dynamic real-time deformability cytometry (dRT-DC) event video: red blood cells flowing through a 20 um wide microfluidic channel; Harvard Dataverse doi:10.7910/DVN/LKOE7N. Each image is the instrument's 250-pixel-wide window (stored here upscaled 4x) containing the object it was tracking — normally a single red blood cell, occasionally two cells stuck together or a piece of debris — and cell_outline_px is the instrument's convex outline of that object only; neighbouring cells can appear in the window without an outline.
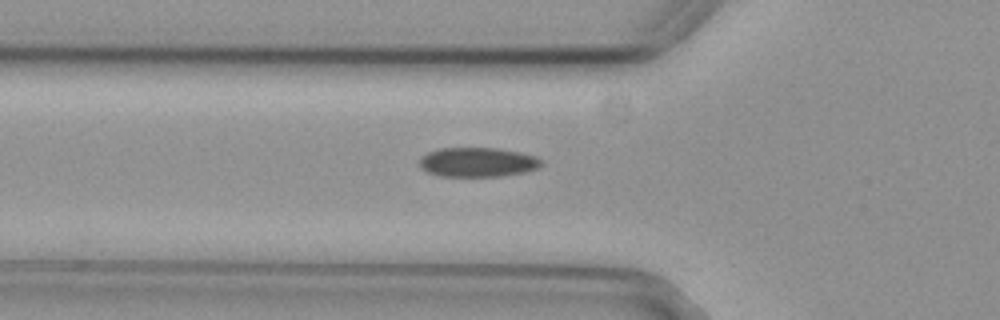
{"species": "common noctule bat (a hibernating species)", "species_latin": "Nyctalus noctula", "temperature_condition": "cold", "stored_images_in_passage": 6, "camera_frame_rate_fps": 3000, "um_per_image_px": 0.085, "animal": {"sex": "female", "body_mass_g": 29.2, "forearm_length_mm": 56.3}, "frame": {"image": 1, "passage_image": 5, "time_ms": 1.333, "image_size_px": [1000, 320], "cell_outline_px": [[544, 160], [540, 168], [524, 172], [500, 176], [440, 176], [428, 172], [420, 168], [420, 156], [428, 152], [440, 148], [496, 148], [520, 152], [536, 156]], "centroid_in_image_um": [40.62, 13.78], "position_along_channel_um": 85.2, "area_um2": 21.04}}